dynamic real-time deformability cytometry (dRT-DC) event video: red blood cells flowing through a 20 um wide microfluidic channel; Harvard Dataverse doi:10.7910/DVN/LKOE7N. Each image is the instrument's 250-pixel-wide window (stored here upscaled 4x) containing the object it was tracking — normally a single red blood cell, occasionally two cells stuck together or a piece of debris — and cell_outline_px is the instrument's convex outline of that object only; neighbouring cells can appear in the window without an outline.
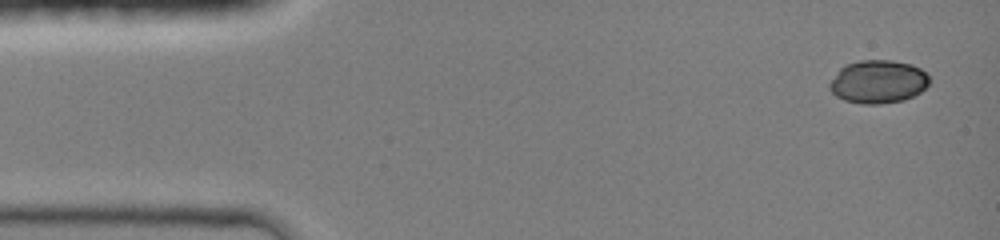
{"species": "common noctule bat (a hibernating species)", "species_latin": "Nyctalus noctula", "temperature_condition": "room temperature", "stored_images_in_passage": 18, "camera_frame_rate_fps": 3000, "um_per_image_px": 0.085, "animal": {"sex": "female", "body_mass_g": 19.0, "forearm_length_mm": 51.5}, "frame": {"image": 1, "passage_image": 1, "time_ms": 0.0, "image_size_px": [1000, 240], "cell_outline_px": [[928, 84], [920, 92], [904, 100], [880, 104], [860, 104], [844, 100], [836, 96], [828, 88], [828, 84], [840, 68], [844, 64], [860, 60], [892, 60], [912, 64], [920, 68], [928, 76]], "centroid_in_image_um": [74.6, 6.94], "position_along_channel_um": 10.4, "area_um2": 25.2}}
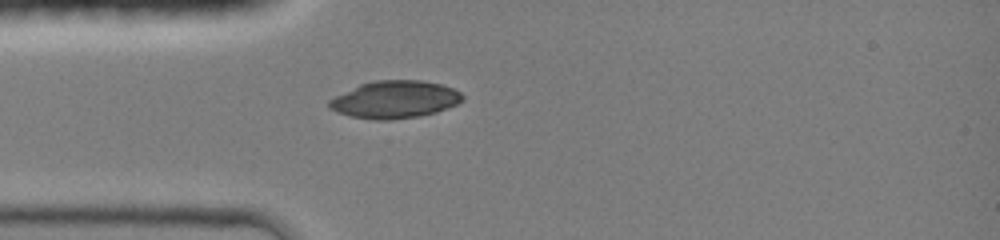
{"frame": {"image": 2, "passage_image": 12, "time_ms": 3.333, "image_size_px": [1000, 240], "cell_outline_px": [[464, 100], [456, 104], [436, 112], [420, 116], [392, 120], [372, 120], [348, 116], [336, 112], [328, 108], [328, 100], [360, 84], [376, 80], [420, 80], [440, 84], [452, 88], [460, 92], [464, 96]], "centroid_in_image_um": [33.54, 8.47], "position_along_channel_um": 51.5, "area_um2": 29.19}}
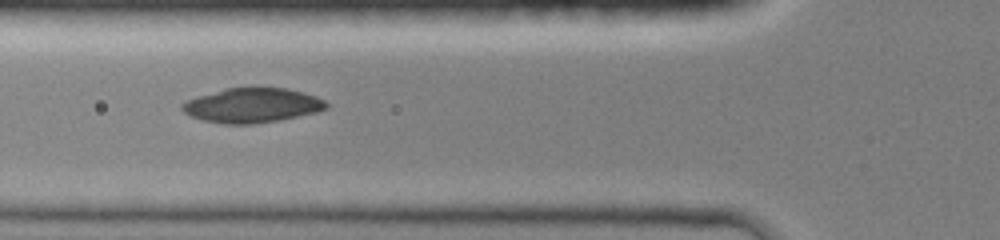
{"frame": {"image": 3, "passage_image": 16, "time_ms": 4.667, "image_size_px": [1000, 240], "cell_outline_px": [[328, 108], [316, 112], [280, 120], [252, 124], [224, 124], [204, 120], [192, 116], [184, 112], [180, 108], [180, 104], [196, 96], [224, 88], [284, 88], [304, 92], [316, 96], [324, 100], [328, 104]], "centroid_in_image_um": [21.43, 8.95], "position_along_channel_um": 104.4, "area_um2": 29.02}}